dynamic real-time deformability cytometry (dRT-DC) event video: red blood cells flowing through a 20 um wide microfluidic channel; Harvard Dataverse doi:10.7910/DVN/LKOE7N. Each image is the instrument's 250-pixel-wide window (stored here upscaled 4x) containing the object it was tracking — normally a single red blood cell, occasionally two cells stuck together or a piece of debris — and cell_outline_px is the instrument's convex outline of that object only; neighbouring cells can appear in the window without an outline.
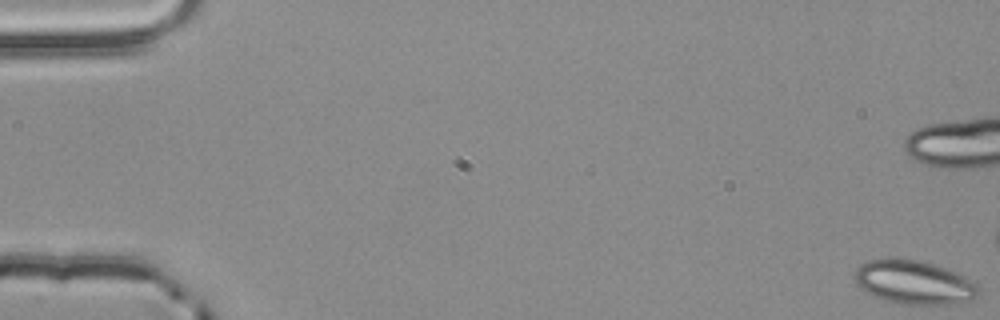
{"species": "common noctule bat (a hibernating species)", "species_latin": "Nyctalus noctula", "temperature_condition": "room temperature", "stored_images_in_passage": 6, "camera_frame_rate_fps": 3000, "um_per_image_px": 0.085, "animal": {"sex": "male", "body_mass_g": 20.4}, "frame": {"image": 1, "passage_image": 1, "time_ms": 0.0, "image_size_px": [1000, 320], "cell_outline_px": [[980, 292], [976, 296], [968, 300], [952, 304], [900, 304], [884, 300], [860, 288], [856, 280], [856, 268], [860, 264], [868, 260], [892, 256], [916, 260], [932, 264], [944, 268], [964, 276], [980, 284]], "centroid_in_image_um": [77.69, 23.98], "position_along_channel_um": 7.3, "area_um2": 31.62}}